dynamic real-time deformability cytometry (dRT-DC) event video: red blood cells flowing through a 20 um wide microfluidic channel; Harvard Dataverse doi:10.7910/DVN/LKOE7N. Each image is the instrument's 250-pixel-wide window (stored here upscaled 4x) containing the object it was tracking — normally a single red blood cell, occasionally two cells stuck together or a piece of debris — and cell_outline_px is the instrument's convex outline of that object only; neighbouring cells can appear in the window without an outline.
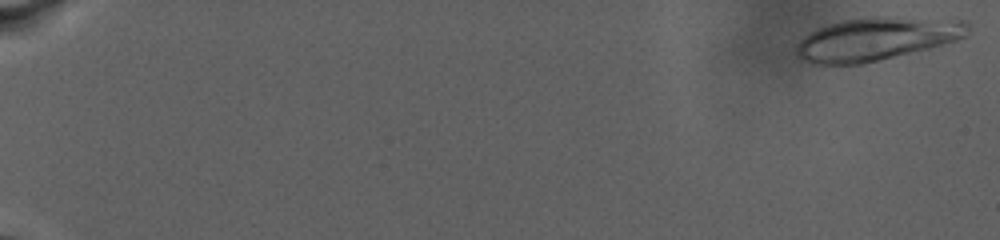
{"species": "human", "species_latin": "Homo sapiens", "temperature_condition": "warm", "stored_images_in_passage": 100, "camera_frame_rate_fps": 3000, "um_per_image_px": 0.085, "donor": {"sex": "male"}, "frame": {"image": 1, "passage_image": 2, "time_ms": 0.333, "image_size_px": [1000, 240], "cell_outline_px": [[968, 32], [964, 36], [956, 40], [944, 44], [880, 60], [860, 64], [808, 64], [800, 60], [796, 56], [796, 44], [804, 36], [828, 24], [844, 20], [872, 16], [892, 16], [968, 20]], "centroid_in_image_um": [74.49, 3.3], "position_along_channel_um": 10.5, "area_um2": 43.23}}
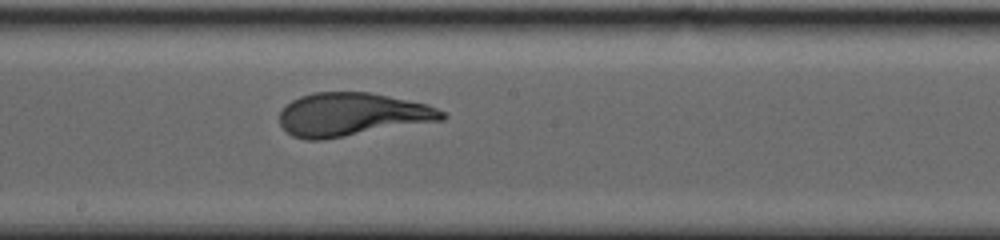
{"frame": {"image": 2, "passage_image": 58, "time_ms": 18.667, "image_size_px": [1000, 240], "cell_outline_px": [[448, 116], [444, 120], [324, 140], [304, 140], [292, 136], [280, 124], [280, 112], [292, 100], [300, 96], [312, 92], [368, 92], [428, 104], [444, 112]], "centroid_in_image_um": [29.93, 9.74], "position_along_channel_um": 218.3, "area_um2": 41.1}}
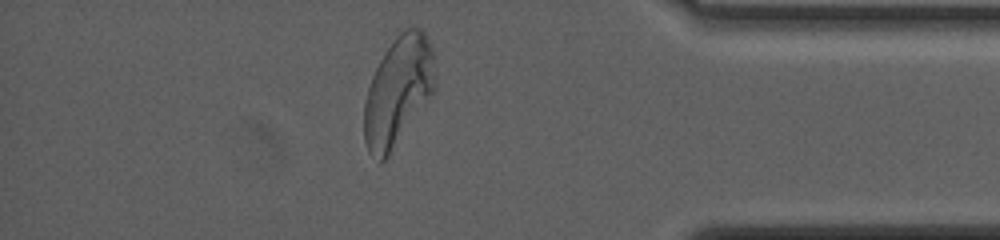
{"frame": {"image": 3, "passage_image": 88, "time_ms": 27.333, "image_size_px": [1000, 240], "cell_outline_px": [[436, 88], [432, 96], [388, 156], [380, 164], [368, 152], [364, 140], [364, 100], [372, 76], [384, 52], [396, 36], [404, 28], [420, 28], [424, 32], [432, 48], [436, 84]], "centroid_in_image_um": [33.84, 7.77], "position_along_channel_um": 401.4, "area_um2": 45.26}}